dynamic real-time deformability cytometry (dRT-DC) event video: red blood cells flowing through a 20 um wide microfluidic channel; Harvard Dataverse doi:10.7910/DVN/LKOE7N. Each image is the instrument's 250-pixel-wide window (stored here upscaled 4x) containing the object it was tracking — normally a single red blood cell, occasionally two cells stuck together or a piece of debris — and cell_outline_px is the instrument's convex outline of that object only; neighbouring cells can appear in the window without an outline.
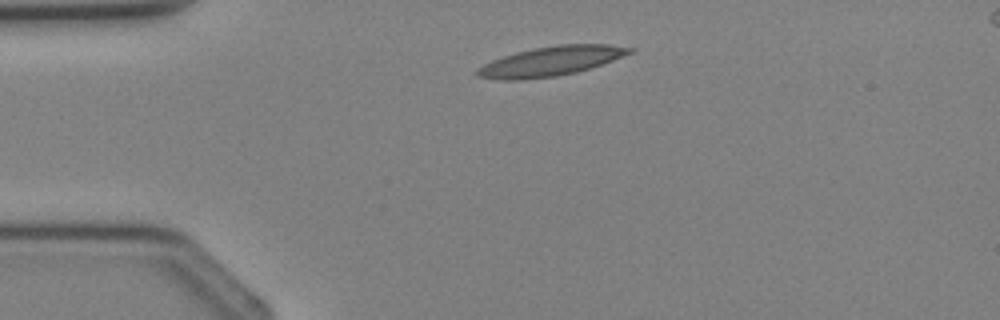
{"species": "Egyptian fruit bat (a non-hibernating species)", "species_latin": "Rousettus aegyptiacus", "temperature_condition": "cold", "stored_images_in_passage": 2, "camera_frame_rate_fps": 3000, "um_per_image_px": 0.085, "animal": {"sex": "female"}, "frame": {"image": 1, "passage_image": 1, "time_ms": 0.0, "image_size_px": [1000, 320], "cell_outline_px": [[632, 52], [612, 60], [576, 72], [556, 76], [520, 80], [500, 80], [476, 76], [476, 68], [492, 60], [516, 52], [536, 48], [560, 44], [608, 44], [632, 48]], "centroid_in_image_um": [46.76, 5.21], "position_along_channel_um": 38.2, "area_um2": 25.78}}